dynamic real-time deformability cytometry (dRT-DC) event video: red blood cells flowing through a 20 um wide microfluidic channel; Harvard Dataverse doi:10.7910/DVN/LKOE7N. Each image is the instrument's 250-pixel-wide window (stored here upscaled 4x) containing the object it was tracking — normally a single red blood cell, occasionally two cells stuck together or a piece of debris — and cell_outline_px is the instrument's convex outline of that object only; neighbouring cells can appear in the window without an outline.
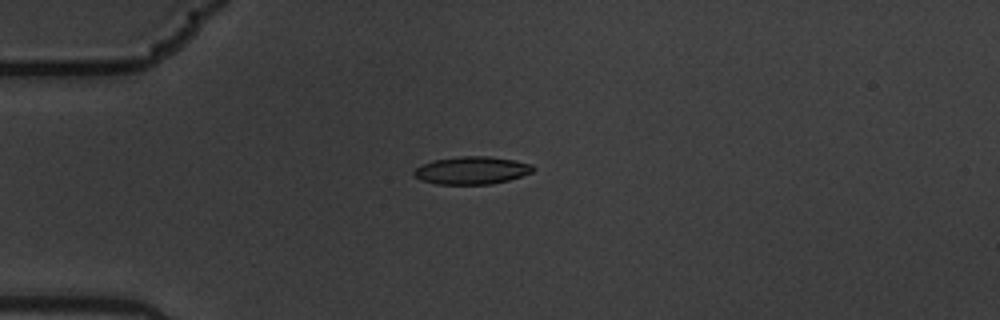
{"species": "common noctule bat (a hibernating species)", "species_latin": "Nyctalus noctula", "temperature_condition": "warm", "stored_images_in_passage": 4, "camera_frame_rate_fps": 3000, "um_per_image_px": 0.085, "animal": {"sex": "male", "body_mass_g": 19.5, "forearm_length_mm": 54.6}, "frame": {"image": 1, "passage_image": 1, "time_ms": 0.0, "image_size_px": [1000, 320], "cell_outline_px": [[536, 168], [532, 172], [508, 180], [492, 184], [436, 184], [420, 180], [412, 176], [412, 172], [416, 168], [432, 160], [460, 156], [488, 156], [512, 160], [532, 164]], "centroid_in_image_um": [40.06, 14.48], "position_along_channel_um": 44.9, "area_um2": 19.25}}
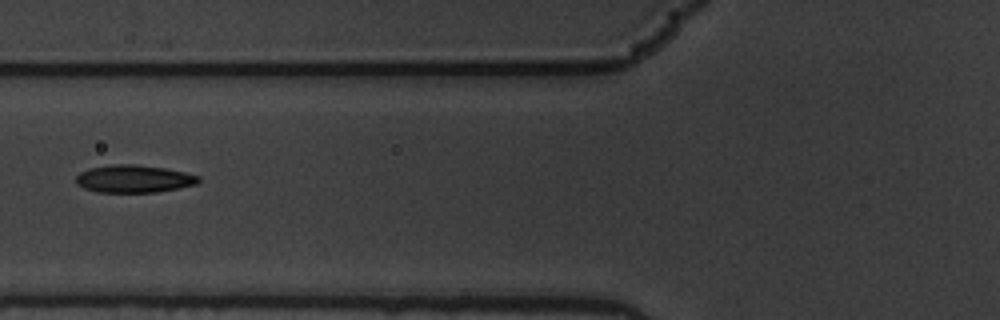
{"frame": {"image": 2, "passage_image": 3, "time_ms": 0.667, "image_size_px": [1000, 320], "cell_outline_px": [[200, 180], [196, 184], [156, 192], [96, 192], [84, 188], [76, 184], [76, 176], [80, 172], [88, 168], [108, 164], [136, 164], [164, 168], [184, 172], [200, 176]], "centroid_in_image_um": [11.33, 15.19], "position_along_channel_um": 114.5, "area_um2": 19.77}}
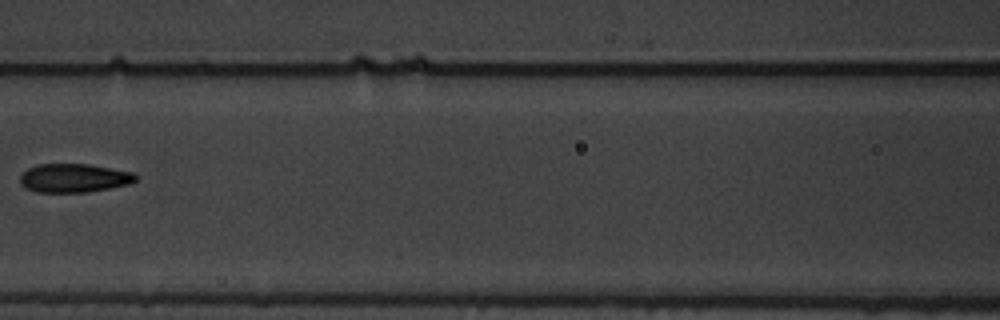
{"frame": {"image": 3, "passage_image": 4, "time_ms": 1.0, "image_size_px": [1000, 320], "cell_outline_px": [[136, 180], [128, 184], [88, 192], [36, 192], [24, 188], [20, 184], [20, 176], [28, 168], [36, 164], [88, 164], [132, 172], [136, 176]], "centroid_in_image_um": [6.23, 15.13], "position_along_channel_um": 160.4, "area_um2": 19.25}}